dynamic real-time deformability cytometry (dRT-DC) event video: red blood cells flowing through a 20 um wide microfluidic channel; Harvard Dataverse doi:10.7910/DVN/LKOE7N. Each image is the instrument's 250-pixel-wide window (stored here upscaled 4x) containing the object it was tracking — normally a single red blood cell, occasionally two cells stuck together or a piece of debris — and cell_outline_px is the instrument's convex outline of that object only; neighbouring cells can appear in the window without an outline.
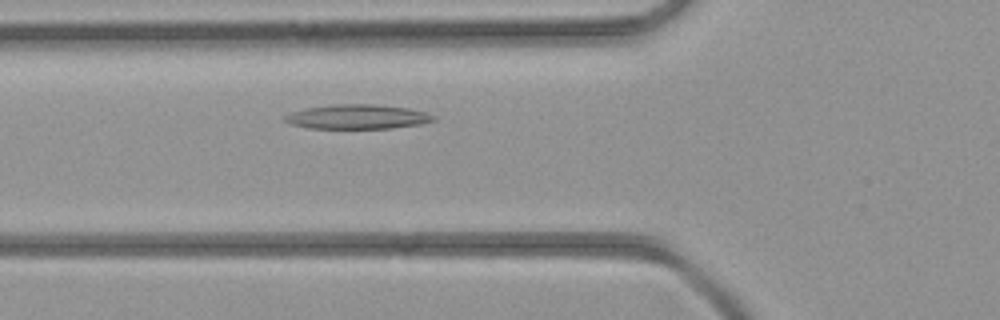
{"species": "common noctule bat (a hibernating species)", "species_latin": "Nyctalus noctula", "temperature_condition": "room temperature", "stored_images_in_passage": 38, "camera_frame_rate_fps": 3000, "um_per_image_px": 0.085, "animal": {"sex": "female", "body_mass_g": 21.9}, "frame": {"image": 1, "passage_image": 10, "time_ms": 3.0, "image_size_px": [1000, 320], "cell_outline_px": [[436, 120], [420, 124], [392, 128], [308, 128], [292, 124], [284, 120], [284, 116], [292, 112], [308, 108], [332, 104], [372, 104], [408, 108], [424, 112], [436, 116]], "centroid_in_image_um": [30.4, 9.92], "position_along_channel_um": 95.4, "area_um2": 20.98}}
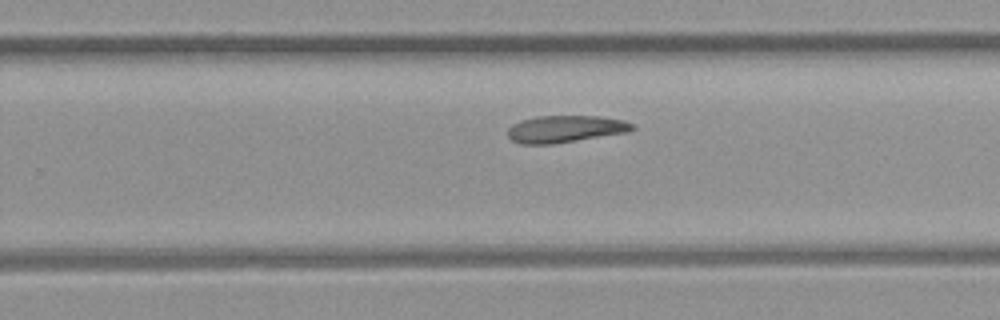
{"frame": {"image": 2, "passage_image": 22, "time_ms": 7.0, "image_size_px": [1000, 320], "cell_outline_px": [[636, 128], [628, 132], [552, 144], [520, 144], [512, 140], [508, 136], [508, 128], [512, 124], [520, 120], [536, 116], [600, 116], [624, 120], [632, 124]], "centroid_in_image_um": [48.03, 10.96], "position_along_channel_um": 281.8, "area_um2": 19.65}}
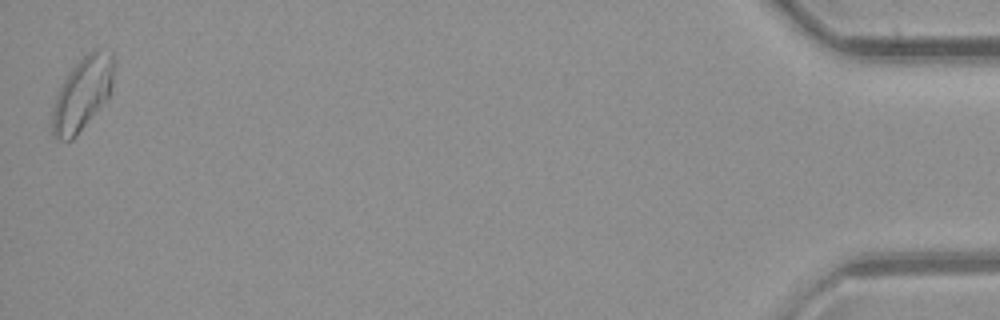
{"frame": {"image": 3, "passage_image": 38, "time_ms": 12.333, "image_size_px": [1000, 320], "cell_outline_px": [[116, 60], [112, 88], [108, 96], [76, 136], [72, 140], [60, 140], [52, 136], [52, 112], [56, 96], [68, 72], [88, 52], [96, 48], [112, 52], [116, 56]], "centroid_in_image_um": [7.03, 7.92], "position_along_channel_um": 428.2, "area_um2": 26.24}}